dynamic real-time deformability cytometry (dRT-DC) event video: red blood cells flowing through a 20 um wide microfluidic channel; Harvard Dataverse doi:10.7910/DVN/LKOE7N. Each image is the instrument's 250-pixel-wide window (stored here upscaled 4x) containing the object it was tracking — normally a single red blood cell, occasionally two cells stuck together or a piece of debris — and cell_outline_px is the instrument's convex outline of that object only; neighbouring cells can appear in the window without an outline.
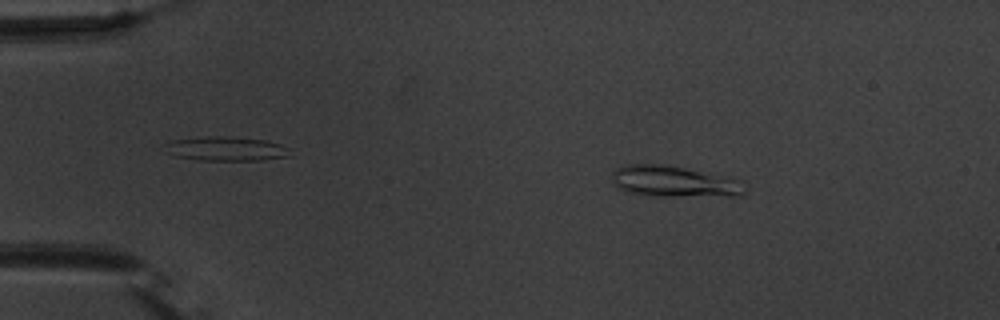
{"species": "common noctule bat (a hibernating species)", "species_latin": "Nyctalus noctula", "temperature_condition": "warm", "stored_images_in_passage": 52, "camera_frame_rate_fps": 3000, "um_per_image_px": 0.085, "animal": {"sex": "male", "body_mass_g": 20.1, "forearm_length_mm": 53.5}, "frame": {"image": 1, "passage_image": 8, "time_ms": 2.333, "image_size_px": [1000, 320], "cell_outline_px": [[744, 192], [740, 196], [660, 196], [628, 192], [620, 188], [612, 180], [612, 172], [616, 168], [628, 164], [664, 164], [744, 180]], "centroid_in_image_um": [57.33, 15.42], "position_along_channel_um": 27.7, "area_um2": 23.99}}
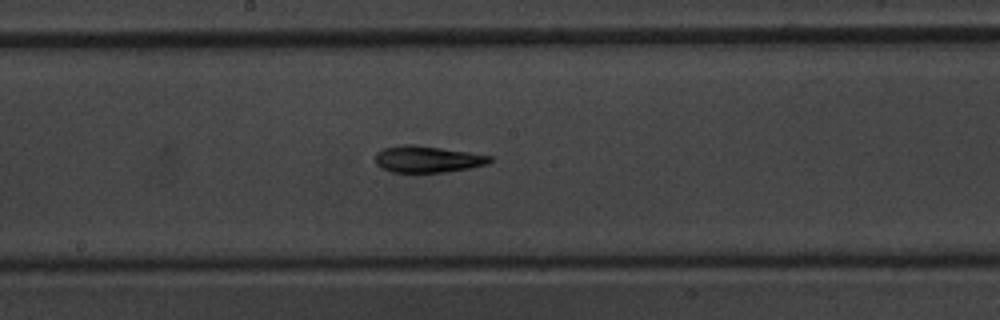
{"frame": {"image": 2, "passage_image": 28, "time_ms": 9.0, "image_size_px": [1000, 320], "cell_outline_px": [[492, 160], [488, 164], [468, 168], [444, 172], [392, 172], [380, 168], [376, 164], [376, 152], [384, 148], [404, 144], [416, 144], [468, 152], [492, 156]], "centroid_in_image_um": [36.31, 13.52], "position_along_channel_um": 211.9, "area_um2": 17.74}}
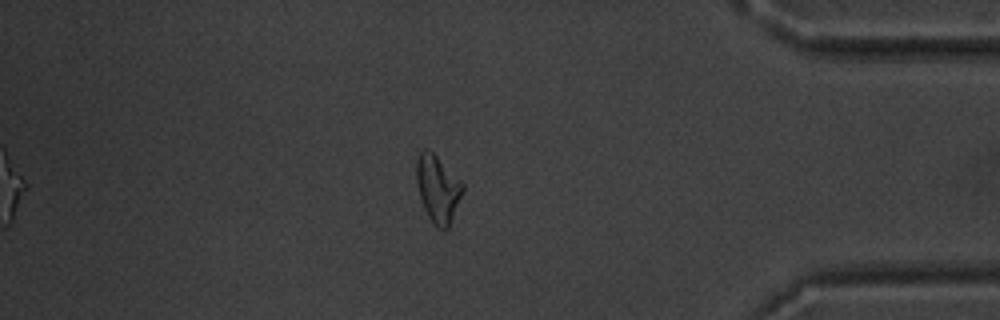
{"frame": {"image": 3, "passage_image": 45, "time_ms": 14.667, "image_size_px": [1000, 320], "cell_outline_px": [[464, 192], [448, 228], [444, 232], [432, 224], [424, 208], [420, 196], [416, 180], [416, 160], [420, 152], [424, 148], [428, 148], [464, 184]], "centroid_in_image_um": [37.21, 16.07], "position_along_channel_um": 398.0, "area_um2": 18.15}, "authors_computed_cell_mechanics": {"area_um2": 18.1781, "velocity_mm_per_s": 3.793, "shape_relaxation_time_tau1_ms": 5.0393, "shape_relaxation_time_tau2_ms": 8.1148, "deformation_change_tau1": 0.1759, "deformation_change_tau2": 0.1555}}